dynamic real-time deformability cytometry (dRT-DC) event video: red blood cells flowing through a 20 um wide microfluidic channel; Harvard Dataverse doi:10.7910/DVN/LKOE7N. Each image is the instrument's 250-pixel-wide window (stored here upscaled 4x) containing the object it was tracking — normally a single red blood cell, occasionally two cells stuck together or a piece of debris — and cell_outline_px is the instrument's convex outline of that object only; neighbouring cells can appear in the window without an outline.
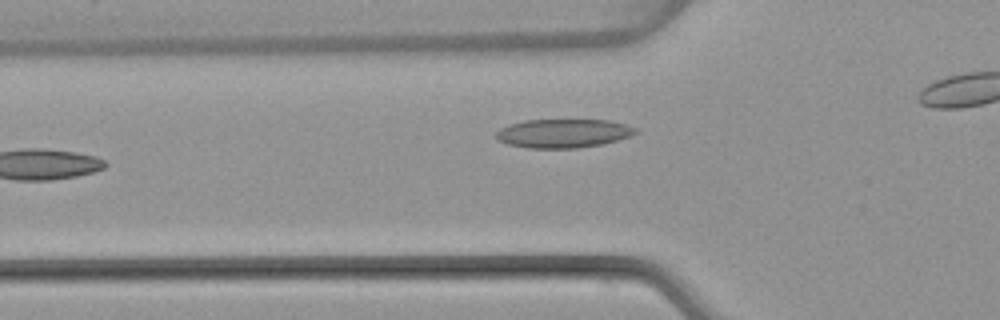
{"species": "common noctule bat (a hibernating species)", "species_latin": "Nyctalus noctula", "temperature_condition": "warm", "stored_images_in_passage": 33, "camera_frame_rate_fps": 3000, "um_per_image_px": 0.085, "animal": {"sex": "female", "body_mass_g": 22.7, "forearm_length_mm": 54.2}, "frame": {"image": 1, "passage_image": 2, "time_ms": 0.333, "image_size_px": [1000, 320], "cell_outline_px": [[640, 132], [616, 140], [600, 144], [576, 148], [528, 148], [508, 144], [500, 140], [496, 136], [496, 132], [500, 128], [508, 124], [524, 120], [608, 120], [624, 124], [636, 128]], "centroid_in_image_um": [47.86, 11.33], "position_along_channel_um": 77.9, "area_um2": 23.18}}
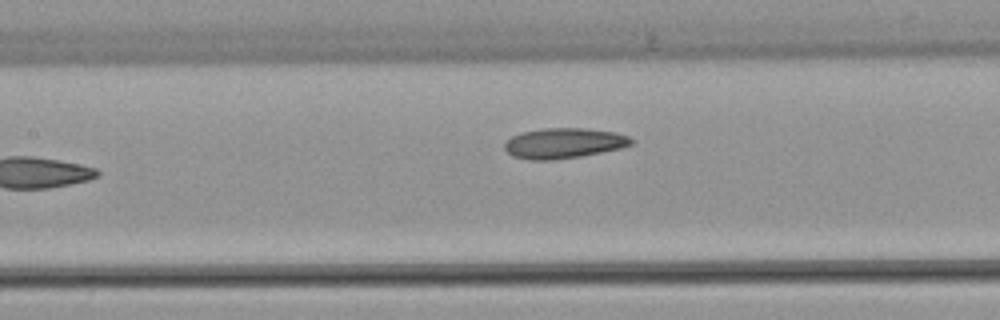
{"frame": {"image": 2, "passage_image": 8, "time_ms": 2.333, "image_size_px": [1000, 320], "cell_outline_px": [[632, 144], [620, 148], [580, 156], [552, 160], [528, 160], [512, 156], [504, 148], [504, 144], [512, 136], [524, 132], [544, 128], [584, 128], [616, 132], [628, 136], [632, 140]], "centroid_in_image_um": [47.9, 12.17], "position_along_channel_um": 159.5, "area_um2": 22.2}}
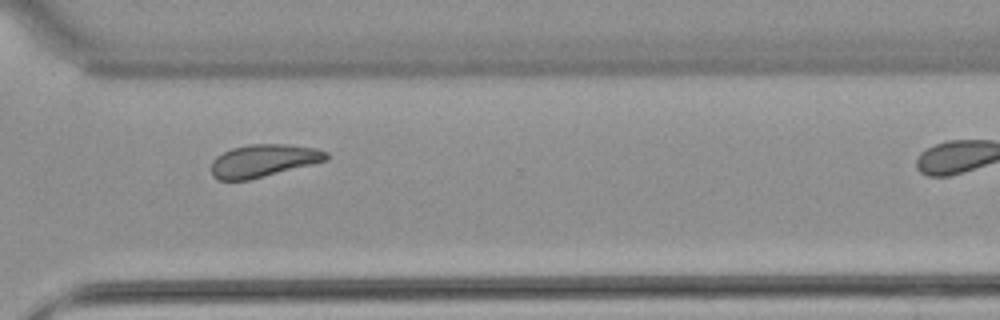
{"frame": {"image": 3, "passage_image": 22, "time_ms": 7.0, "image_size_px": [1000, 320], "cell_outline_px": [[328, 160], [248, 180], [220, 180], [212, 176], [212, 160], [216, 156], [232, 148], [252, 144], [284, 144], [316, 148], [328, 152]], "centroid_in_image_um": [22.39, 13.65], "position_along_channel_um": 348.2, "area_um2": 21.68}, "authors_computed_cell_mechanics": {"area_um2": 21.5016, "velocity_mm_per_s": 4.0452, "shape_relaxation_time_tau1_ms": null, "shape_relaxation_time_tau2_ms": 4.0589, "deformation_change_tau1": null, "deformation_change_tau2": 0.0828}}